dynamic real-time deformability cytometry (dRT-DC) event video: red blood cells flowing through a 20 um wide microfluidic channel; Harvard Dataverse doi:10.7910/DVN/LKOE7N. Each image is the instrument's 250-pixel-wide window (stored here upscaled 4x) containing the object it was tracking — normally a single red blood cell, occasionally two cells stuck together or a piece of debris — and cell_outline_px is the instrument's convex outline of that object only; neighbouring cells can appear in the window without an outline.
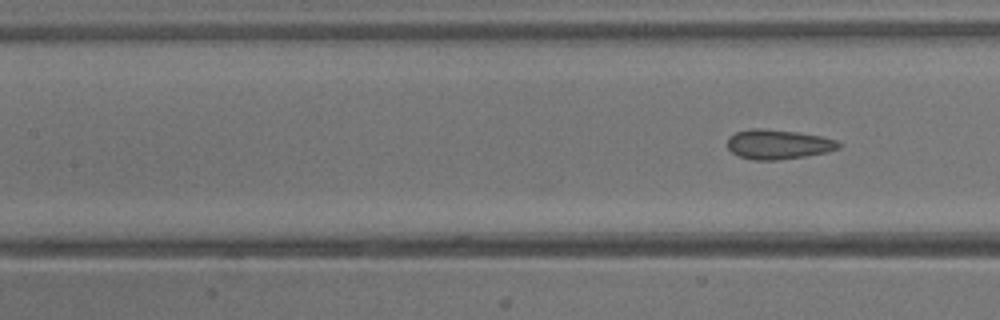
{"species": "common noctule bat (a hibernating species)", "species_latin": "Nyctalus noctula", "temperature_condition": "warm", "stored_images_in_passage": 17, "camera_frame_rate_fps": 3000, "um_per_image_px": 0.085, "animal": {"sex": "male", "body_mass_g": 13.3}, "frame": {"image": 1, "passage_image": 17, "time_ms": 5.333, "image_size_px": [1000, 320], "cell_outline_px": [[844, 144], [840, 148], [828, 152], [804, 156], [776, 160], [752, 160], [740, 156], [732, 152], [728, 148], [728, 136], [736, 132], [752, 128], [764, 128], [796, 132], [820, 136], [836, 140]], "centroid_in_image_um": [66.16, 12.26], "position_along_channel_um": 141.2, "area_um2": 19.25}}